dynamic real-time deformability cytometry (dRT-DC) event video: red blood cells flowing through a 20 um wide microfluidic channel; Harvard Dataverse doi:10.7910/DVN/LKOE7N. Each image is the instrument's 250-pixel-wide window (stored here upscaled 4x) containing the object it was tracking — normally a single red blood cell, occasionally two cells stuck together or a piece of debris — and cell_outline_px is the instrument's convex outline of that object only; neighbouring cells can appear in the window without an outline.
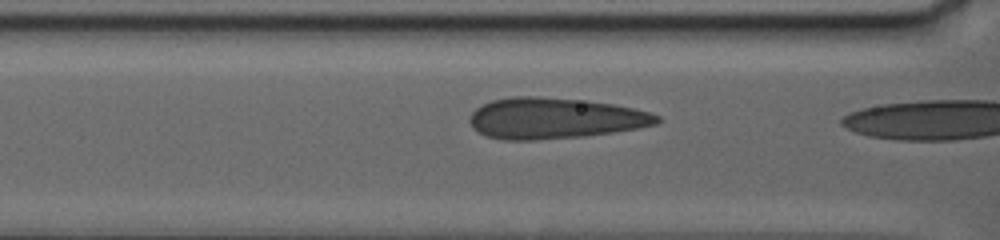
{"species": "human", "species_latin": "Homo sapiens", "temperature_condition": "warm", "stored_images_in_passage": 19, "camera_frame_rate_fps": 3000, "um_per_image_px": 0.085, "donor": {"sex": "female"}, "frame": {"image": 1, "passage_image": 18, "time_ms": 9.333, "image_size_px": [1000, 240], "cell_outline_px": [[660, 120], [656, 124], [636, 128], [612, 132], [584, 136], [536, 140], [504, 140], [488, 136], [472, 128], [468, 120], [472, 112], [476, 108], [492, 100], [512, 96], [540, 96], [588, 100], [612, 104], [632, 108], [648, 112], [660, 116]], "centroid_in_image_um": [47.11, 10.04], "position_along_channel_um": 119.5, "area_um2": 44.68}}